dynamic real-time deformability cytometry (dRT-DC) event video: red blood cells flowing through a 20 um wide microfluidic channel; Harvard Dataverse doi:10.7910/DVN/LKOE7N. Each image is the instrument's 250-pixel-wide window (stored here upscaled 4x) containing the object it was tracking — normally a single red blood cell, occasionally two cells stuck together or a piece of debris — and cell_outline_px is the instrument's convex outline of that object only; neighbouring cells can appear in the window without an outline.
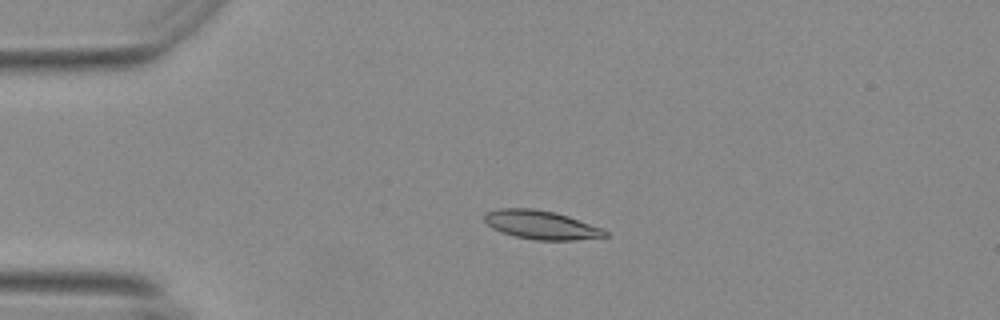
{"species": "Egyptian fruit bat (a non-hibernating species)", "species_latin": "Rousettus aegyptiacus", "temperature_condition": "warm", "stored_images_in_passage": 11, "camera_frame_rate_fps": 3000, "um_per_image_px": 0.085, "animal": {"sex": "female"}, "frame": {"image": 1, "passage_image": 1, "time_ms": 0.0, "image_size_px": [1000, 320], "cell_outline_px": [[608, 236], [576, 240], [536, 240], [516, 236], [500, 232], [492, 228], [484, 220], [484, 216], [488, 212], [500, 208], [532, 208], [556, 212], [568, 216], [600, 228], [608, 232]], "centroid_in_image_um": [45.98, 19.11], "position_along_channel_um": 39.0, "area_um2": 20.0}}